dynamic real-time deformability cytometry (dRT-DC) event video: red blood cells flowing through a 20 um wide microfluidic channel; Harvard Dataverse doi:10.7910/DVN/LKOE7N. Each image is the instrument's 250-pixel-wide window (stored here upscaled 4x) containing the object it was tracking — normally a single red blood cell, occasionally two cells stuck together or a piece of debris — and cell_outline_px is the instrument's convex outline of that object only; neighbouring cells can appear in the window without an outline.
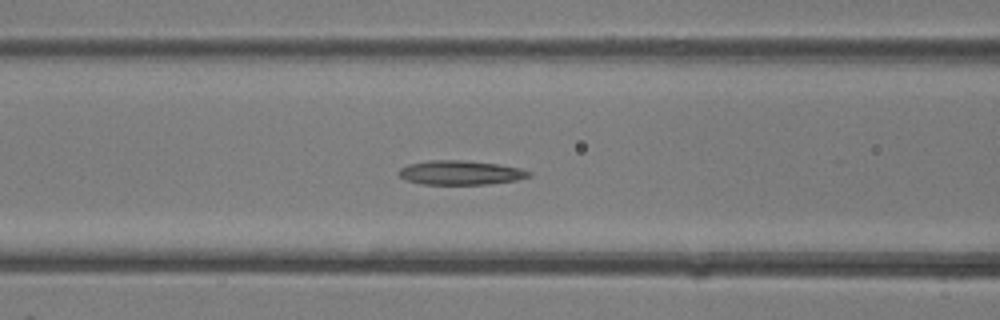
{"species": "common noctule bat (a hibernating species)", "species_latin": "Nyctalus noctula", "temperature_condition": "room temperature", "stored_images_in_passage": 33, "camera_frame_rate_fps": 3000, "um_per_image_px": 0.085, "animal": {"sex": "female"}, "frame": {"image": 1, "passage_image": 10, "time_ms": 3.0, "image_size_px": [1000, 320], "cell_outline_px": [[532, 176], [516, 180], [488, 184], [424, 184], [408, 180], [400, 176], [400, 168], [408, 164], [428, 160], [464, 160], [500, 164], [520, 168], [532, 172]], "centroid_in_image_um": [39.19, 14.66], "position_along_channel_um": 127.4, "area_um2": 18.32}}
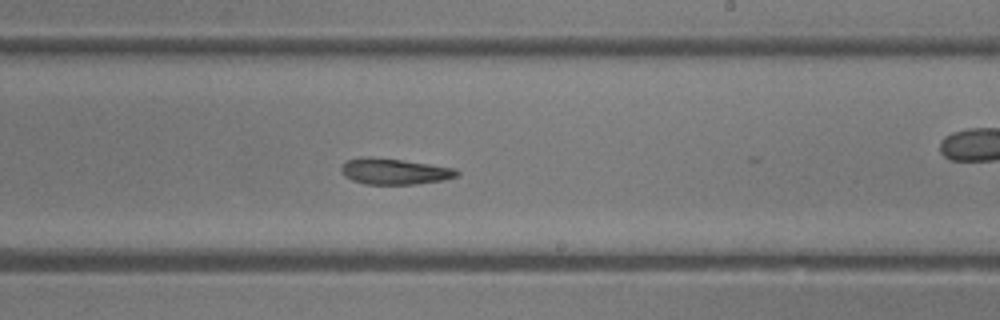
{"frame": {"image": 2, "passage_image": 17, "time_ms": 5.333, "image_size_px": [1000, 320], "cell_outline_px": [[460, 176], [444, 180], [416, 184], [364, 184], [352, 180], [344, 176], [340, 168], [348, 160], [360, 156], [368, 156], [400, 160], [456, 168], [460, 172]], "centroid_in_image_um": [33.54, 14.57], "position_along_channel_um": 255.5, "area_um2": 17.57}}
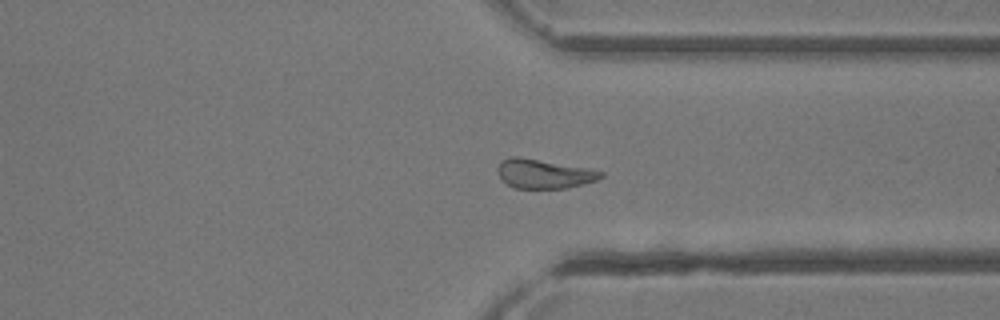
{"frame": {"image": 3, "passage_image": 23, "time_ms": 7.333, "image_size_px": [1000, 320], "cell_outline_px": [[604, 176], [596, 180], [584, 184], [564, 188], [516, 188], [508, 184], [500, 176], [496, 168], [500, 160], [508, 156], [520, 156], [588, 168], [604, 172]], "centroid_in_image_um": [46.22, 14.75], "position_along_channel_um": 365.2, "area_um2": 17.63}}